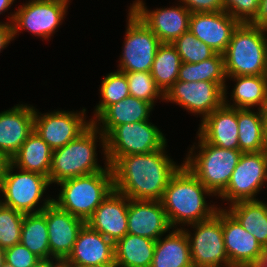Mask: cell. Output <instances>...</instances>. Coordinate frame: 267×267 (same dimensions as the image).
<instances>
[{"instance_id":"obj_17","label":"cell","mask_w":267,"mask_h":267,"mask_svg":"<svg viewBox=\"0 0 267 267\" xmlns=\"http://www.w3.org/2000/svg\"><path fill=\"white\" fill-rule=\"evenodd\" d=\"M64 263L69 267L115 266L114 243L85 223Z\"/></svg>"},{"instance_id":"obj_29","label":"cell","mask_w":267,"mask_h":267,"mask_svg":"<svg viewBox=\"0 0 267 267\" xmlns=\"http://www.w3.org/2000/svg\"><path fill=\"white\" fill-rule=\"evenodd\" d=\"M230 205V206H229ZM226 210L261 244L267 247V202L264 200L238 201Z\"/></svg>"},{"instance_id":"obj_13","label":"cell","mask_w":267,"mask_h":267,"mask_svg":"<svg viewBox=\"0 0 267 267\" xmlns=\"http://www.w3.org/2000/svg\"><path fill=\"white\" fill-rule=\"evenodd\" d=\"M84 107L80 111L39 112L35 107L34 131L52 150L61 148L82 134L91 124Z\"/></svg>"},{"instance_id":"obj_1","label":"cell","mask_w":267,"mask_h":267,"mask_svg":"<svg viewBox=\"0 0 267 267\" xmlns=\"http://www.w3.org/2000/svg\"><path fill=\"white\" fill-rule=\"evenodd\" d=\"M163 148L120 157L112 166L114 189L135 200L160 201L178 165Z\"/></svg>"},{"instance_id":"obj_20","label":"cell","mask_w":267,"mask_h":267,"mask_svg":"<svg viewBox=\"0 0 267 267\" xmlns=\"http://www.w3.org/2000/svg\"><path fill=\"white\" fill-rule=\"evenodd\" d=\"M129 234L157 241L171 228L161 201L128 198Z\"/></svg>"},{"instance_id":"obj_27","label":"cell","mask_w":267,"mask_h":267,"mask_svg":"<svg viewBox=\"0 0 267 267\" xmlns=\"http://www.w3.org/2000/svg\"><path fill=\"white\" fill-rule=\"evenodd\" d=\"M53 150L33 131L20 149L11 157V164L24 171L48 177Z\"/></svg>"},{"instance_id":"obj_45","label":"cell","mask_w":267,"mask_h":267,"mask_svg":"<svg viewBox=\"0 0 267 267\" xmlns=\"http://www.w3.org/2000/svg\"><path fill=\"white\" fill-rule=\"evenodd\" d=\"M15 0H0V15L11 9Z\"/></svg>"},{"instance_id":"obj_43","label":"cell","mask_w":267,"mask_h":267,"mask_svg":"<svg viewBox=\"0 0 267 267\" xmlns=\"http://www.w3.org/2000/svg\"><path fill=\"white\" fill-rule=\"evenodd\" d=\"M10 163V158L3 152H0V187Z\"/></svg>"},{"instance_id":"obj_8","label":"cell","mask_w":267,"mask_h":267,"mask_svg":"<svg viewBox=\"0 0 267 267\" xmlns=\"http://www.w3.org/2000/svg\"><path fill=\"white\" fill-rule=\"evenodd\" d=\"M167 143L164 133L150 120L121 124L105 137L107 162L112 166L122 156L154 152Z\"/></svg>"},{"instance_id":"obj_21","label":"cell","mask_w":267,"mask_h":267,"mask_svg":"<svg viewBox=\"0 0 267 267\" xmlns=\"http://www.w3.org/2000/svg\"><path fill=\"white\" fill-rule=\"evenodd\" d=\"M128 197L113 189L86 221L114 244L127 232Z\"/></svg>"},{"instance_id":"obj_26","label":"cell","mask_w":267,"mask_h":267,"mask_svg":"<svg viewBox=\"0 0 267 267\" xmlns=\"http://www.w3.org/2000/svg\"><path fill=\"white\" fill-rule=\"evenodd\" d=\"M232 80L236 84L232 89L230 98L227 94V86L224 88V104L237 108V109H260L267 86V76L266 75H256V76H231L227 77V80ZM230 99V100H228ZM232 100V102H231ZM255 107V108H254Z\"/></svg>"},{"instance_id":"obj_16","label":"cell","mask_w":267,"mask_h":267,"mask_svg":"<svg viewBox=\"0 0 267 267\" xmlns=\"http://www.w3.org/2000/svg\"><path fill=\"white\" fill-rule=\"evenodd\" d=\"M45 217L50 246V259L64 262L70 255L78 233L86 222L60 209L53 202L45 207Z\"/></svg>"},{"instance_id":"obj_44","label":"cell","mask_w":267,"mask_h":267,"mask_svg":"<svg viewBox=\"0 0 267 267\" xmlns=\"http://www.w3.org/2000/svg\"><path fill=\"white\" fill-rule=\"evenodd\" d=\"M59 261L54 259H41L33 267H55Z\"/></svg>"},{"instance_id":"obj_32","label":"cell","mask_w":267,"mask_h":267,"mask_svg":"<svg viewBox=\"0 0 267 267\" xmlns=\"http://www.w3.org/2000/svg\"><path fill=\"white\" fill-rule=\"evenodd\" d=\"M20 243L40 259H50L45 208L38 213L24 214Z\"/></svg>"},{"instance_id":"obj_39","label":"cell","mask_w":267,"mask_h":267,"mask_svg":"<svg viewBox=\"0 0 267 267\" xmlns=\"http://www.w3.org/2000/svg\"><path fill=\"white\" fill-rule=\"evenodd\" d=\"M5 262L14 267H33L41 259L21 243L4 250Z\"/></svg>"},{"instance_id":"obj_31","label":"cell","mask_w":267,"mask_h":267,"mask_svg":"<svg viewBox=\"0 0 267 267\" xmlns=\"http://www.w3.org/2000/svg\"><path fill=\"white\" fill-rule=\"evenodd\" d=\"M181 64V57L172 43L159 45L150 72L164 94L178 80Z\"/></svg>"},{"instance_id":"obj_46","label":"cell","mask_w":267,"mask_h":267,"mask_svg":"<svg viewBox=\"0 0 267 267\" xmlns=\"http://www.w3.org/2000/svg\"><path fill=\"white\" fill-rule=\"evenodd\" d=\"M252 267H267V247H264L261 259Z\"/></svg>"},{"instance_id":"obj_34","label":"cell","mask_w":267,"mask_h":267,"mask_svg":"<svg viewBox=\"0 0 267 267\" xmlns=\"http://www.w3.org/2000/svg\"><path fill=\"white\" fill-rule=\"evenodd\" d=\"M99 87L100 101L94 107L93 121L106 107L130 96L126 74L115 70L104 76Z\"/></svg>"},{"instance_id":"obj_24","label":"cell","mask_w":267,"mask_h":267,"mask_svg":"<svg viewBox=\"0 0 267 267\" xmlns=\"http://www.w3.org/2000/svg\"><path fill=\"white\" fill-rule=\"evenodd\" d=\"M154 107L143 100L128 96L118 103L106 107L93 121L92 124L99 129L105 137L121 124L150 120Z\"/></svg>"},{"instance_id":"obj_30","label":"cell","mask_w":267,"mask_h":267,"mask_svg":"<svg viewBox=\"0 0 267 267\" xmlns=\"http://www.w3.org/2000/svg\"><path fill=\"white\" fill-rule=\"evenodd\" d=\"M256 111V112H255ZM239 150L243 153L266 150L263 118L259 109H237Z\"/></svg>"},{"instance_id":"obj_50","label":"cell","mask_w":267,"mask_h":267,"mask_svg":"<svg viewBox=\"0 0 267 267\" xmlns=\"http://www.w3.org/2000/svg\"><path fill=\"white\" fill-rule=\"evenodd\" d=\"M55 267H69L64 262H59Z\"/></svg>"},{"instance_id":"obj_3","label":"cell","mask_w":267,"mask_h":267,"mask_svg":"<svg viewBox=\"0 0 267 267\" xmlns=\"http://www.w3.org/2000/svg\"><path fill=\"white\" fill-rule=\"evenodd\" d=\"M97 142H99V145L101 144L102 160H105L103 167L99 164L97 158ZM108 165L105 135L91 124L77 138L65 146L53 150L49 182L55 185L66 179L103 171Z\"/></svg>"},{"instance_id":"obj_48","label":"cell","mask_w":267,"mask_h":267,"mask_svg":"<svg viewBox=\"0 0 267 267\" xmlns=\"http://www.w3.org/2000/svg\"><path fill=\"white\" fill-rule=\"evenodd\" d=\"M263 118L264 136L267 141V113H261Z\"/></svg>"},{"instance_id":"obj_22","label":"cell","mask_w":267,"mask_h":267,"mask_svg":"<svg viewBox=\"0 0 267 267\" xmlns=\"http://www.w3.org/2000/svg\"><path fill=\"white\" fill-rule=\"evenodd\" d=\"M35 107L16 104L0 112V152L10 159L34 131Z\"/></svg>"},{"instance_id":"obj_11","label":"cell","mask_w":267,"mask_h":267,"mask_svg":"<svg viewBox=\"0 0 267 267\" xmlns=\"http://www.w3.org/2000/svg\"><path fill=\"white\" fill-rule=\"evenodd\" d=\"M127 14L123 50L117 70L123 73L150 72L161 42L130 8Z\"/></svg>"},{"instance_id":"obj_15","label":"cell","mask_w":267,"mask_h":267,"mask_svg":"<svg viewBox=\"0 0 267 267\" xmlns=\"http://www.w3.org/2000/svg\"><path fill=\"white\" fill-rule=\"evenodd\" d=\"M167 8L150 10L143 0H135L130 9L158 37L161 43H172L189 30L191 12L180 2Z\"/></svg>"},{"instance_id":"obj_49","label":"cell","mask_w":267,"mask_h":267,"mask_svg":"<svg viewBox=\"0 0 267 267\" xmlns=\"http://www.w3.org/2000/svg\"><path fill=\"white\" fill-rule=\"evenodd\" d=\"M4 249L0 248V267L4 263Z\"/></svg>"},{"instance_id":"obj_52","label":"cell","mask_w":267,"mask_h":267,"mask_svg":"<svg viewBox=\"0 0 267 267\" xmlns=\"http://www.w3.org/2000/svg\"><path fill=\"white\" fill-rule=\"evenodd\" d=\"M81 267H115V266H94V265H90V266H81Z\"/></svg>"},{"instance_id":"obj_33","label":"cell","mask_w":267,"mask_h":267,"mask_svg":"<svg viewBox=\"0 0 267 267\" xmlns=\"http://www.w3.org/2000/svg\"><path fill=\"white\" fill-rule=\"evenodd\" d=\"M178 81L217 83L223 90L227 85L224 56L216 53L213 57L199 63L182 62L179 69Z\"/></svg>"},{"instance_id":"obj_25","label":"cell","mask_w":267,"mask_h":267,"mask_svg":"<svg viewBox=\"0 0 267 267\" xmlns=\"http://www.w3.org/2000/svg\"><path fill=\"white\" fill-rule=\"evenodd\" d=\"M165 235L156 241L150 267H193L185 230L172 228Z\"/></svg>"},{"instance_id":"obj_28","label":"cell","mask_w":267,"mask_h":267,"mask_svg":"<svg viewBox=\"0 0 267 267\" xmlns=\"http://www.w3.org/2000/svg\"><path fill=\"white\" fill-rule=\"evenodd\" d=\"M155 240L127 233L114 244L115 267H150Z\"/></svg>"},{"instance_id":"obj_23","label":"cell","mask_w":267,"mask_h":267,"mask_svg":"<svg viewBox=\"0 0 267 267\" xmlns=\"http://www.w3.org/2000/svg\"><path fill=\"white\" fill-rule=\"evenodd\" d=\"M197 133L209 144L225 149H239L237 108L224 103L206 116Z\"/></svg>"},{"instance_id":"obj_35","label":"cell","mask_w":267,"mask_h":267,"mask_svg":"<svg viewBox=\"0 0 267 267\" xmlns=\"http://www.w3.org/2000/svg\"><path fill=\"white\" fill-rule=\"evenodd\" d=\"M126 78L130 96L150 103L153 107L161 99L164 102V93L156 85L151 72H127Z\"/></svg>"},{"instance_id":"obj_41","label":"cell","mask_w":267,"mask_h":267,"mask_svg":"<svg viewBox=\"0 0 267 267\" xmlns=\"http://www.w3.org/2000/svg\"><path fill=\"white\" fill-rule=\"evenodd\" d=\"M14 41L12 23L0 21V53Z\"/></svg>"},{"instance_id":"obj_2","label":"cell","mask_w":267,"mask_h":267,"mask_svg":"<svg viewBox=\"0 0 267 267\" xmlns=\"http://www.w3.org/2000/svg\"><path fill=\"white\" fill-rule=\"evenodd\" d=\"M207 196L214 195L182 164L170 178L160 200L171 228L183 229L212 217L220 205L207 203Z\"/></svg>"},{"instance_id":"obj_36","label":"cell","mask_w":267,"mask_h":267,"mask_svg":"<svg viewBox=\"0 0 267 267\" xmlns=\"http://www.w3.org/2000/svg\"><path fill=\"white\" fill-rule=\"evenodd\" d=\"M172 44L176 47L181 61L185 63H199L216 54L211 47L198 40L190 30L183 33Z\"/></svg>"},{"instance_id":"obj_7","label":"cell","mask_w":267,"mask_h":267,"mask_svg":"<svg viewBox=\"0 0 267 267\" xmlns=\"http://www.w3.org/2000/svg\"><path fill=\"white\" fill-rule=\"evenodd\" d=\"M50 185L48 177L21 170L10 163L0 187L1 197H4L1 204L23 214L41 212L53 202L49 194L44 198Z\"/></svg>"},{"instance_id":"obj_10","label":"cell","mask_w":267,"mask_h":267,"mask_svg":"<svg viewBox=\"0 0 267 267\" xmlns=\"http://www.w3.org/2000/svg\"><path fill=\"white\" fill-rule=\"evenodd\" d=\"M69 5L57 0H28L19 5L7 16L8 22L12 23L13 38L19 36L20 30H27L42 41L51 39L66 18Z\"/></svg>"},{"instance_id":"obj_53","label":"cell","mask_w":267,"mask_h":267,"mask_svg":"<svg viewBox=\"0 0 267 267\" xmlns=\"http://www.w3.org/2000/svg\"><path fill=\"white\" fill-rule=\"evenodd\" d=\"M57 1H64V2H66V3H68V4L71 3V0H57ZM69 2H70V3H69Z\"/></svg>"},{"instance_id":"obj_37","label":"cell","mask_w":267,"mask_h":267,"mask_svg":"<svg viewBox=\"0 0 267 267\" xmlns=\"http://www.w3.org/2000/svg\"><path fill=\"white\" fill-rule=\"evenodd\" d=\"M24 214L0 203V248L20 243Z\"/></svg>"},{"instance_id":"obj_12","label":"cell","mask_w":267,"mask_h":267,"mask_svg":"<svg viewBox=\"0 0 267 267\" xmlns=\"http://www.w3.org/2000/svg\"><path fill=\"white\" fill-rule=\"evenodd\" d=\"M267 183V151L242 153L226 189L217 197L225 204L256 198ZM230 202V203H229Z\"/></svg>"},{"instance_id":"obj_42","label":"cell","mask_w":267,"mask_h":267,"mask_svg":"<svg viewBox=\"0 0 267 267\" xmlns=\"http://www.w3.org/2000/svg\"><path fill=\"white\" fill-rule=\"evenodd\" d=\"M250 24L267 30V0H260L258 13Z\"/></svg>"},{"instance_id":"obj_51","label":"cell","mask_w":267,"mask_h":267,"mask_svg":"<svg viewBox=\"0 0 267 267\" xmlns=\"http://www.w3.org/2000/svg\"><path fill=\"white\" fill-rule=\"evenodd\" d=\"M1 267H14V266L4 261Z\"/></svg>"},{"instance_id":"obj_4","label":"cell","mask_w":267,"mask_h":267,"mask_svg":"<svg viewBox=\"0 0 267 267\" xmlns=\"http://www.w3.org/2000/svg\"><path fill=\"white\" fill-rule=\"evenodd\" d=\"M196 138L198 143L188 148L183 164L214 197L219 196L226 189L243 152L209 144L198 133Z\"/></svg>"},{"instance_id":"obj_19","label":"cell","mask_w":267,"mask_h":267,"mask_svg":"<svg viewBox=\"0 0 267 267\" xmlns=\"http://www.w3.org/2000/svg\"><path fill=\"white\" fill-rule=\"evenodd\" d=\"M239 24L225 11L194 12L190 17L189 30L216 53L223 54Z\"/></svg>"},{"instance_id":"obj_9","label":"cell","mask_w":267,"mask_h":267,"mask_svg":"<svg viewBox=\"0 0 267 267\" xmlns=\"http://www.w3.org/2000/svg\"><path fill=\"white\" fill-rule=\"evenodd\" d=\"M186 232L193 267H230L223 237V207L209 219L188 225Z\"/></svg>"},{"instance_id":"obj_6","label":"cell","mask_w":267,"mask_h":267,"mask_svg":"<svg viewBox=\"0 0 267 267\" xmlns=\"http://www.w3.org/2000/svg\"><path fill=\"white\" fill-rule=\"evenodd\" d=\"M223 56L227 77L266 75L267 30L240 23Z\"/></svg>"},{"instance_id":"obj_38","label":"cell","mask_w":267,"mask_h":267,"mask_svg":"<svg viewBox=\"0 0 267 267\" xmlns=\"http://www.w3.org/2000/svg\"><path fill=\"white\" fill-rule=\"evenodd\" d=\"M224 11L240 23H250L258 13L260 0H222Z\"/></svg>"},{"instance_id":"obj_14","label":"cell","mask_w":267,"mask_h":267,"mask_svg":"<svg viewBox=\"0 0 267 267\" xmlns=\"http://www.w3.org/2000/svg\"><path fill=\"white\" fill-rule=\"evenodd\" d=\"M164 102L175 103L201 121L224 103V90L214 82L176 81L164 94Z\"/></svg>"},{"instance_id":"obj_18","label":"cell","mask_w":267,"mask_h":267,"mask_svg":"<svg viewBox=\"0 0 267 267\" xmlns=\"http://www.w3.org/2000/svg\"><path fill=\"white\" fill-rule=\"evenodd\" d=\"M223 237L230 267H252L261 259L264 248L225 208Z\"/></svg>"},{"instance_id":"obj_40","label":"cell","mask_w":267,"mask_h":267,"mask_svg":"<svg viewBox=\"0 0 267 267\" xmlns=\"http://www.w3.org/2000/svg\"><path fill=\"white\" fill-rule=\"evenodd\" d=\"M191 13L224 11L222 0H179Z\"/></svg>"},{"instance_id":"obj_5","label":"cell","mask_w":267,"mask_h":267,"mask_svg":"<svg viewBox=\"0 0 267 267\" xmlns=\"http://www.w3.org/2000/svg\"><path fill=\"white\" fill-rule=\"evenodd\" d=\"M58 186L59 194L53 203L86 222L114 189L113 171L108 165L103 171L66 179Z\"/></svg>"},{"instance_id":"obj_47","label":"cell","mask_w":267,"mask_h":267,"mask_svg":"<svg viewBox=\"0 0 267 267\" xmlns=\"http://www.w3.org/2000/svg\"><path fill=\"white\" fill-rule=\"evenodd\" d=\"M259 110L261 113H267V86H266L263 104Z\"/></svg>"}]
</instances>
